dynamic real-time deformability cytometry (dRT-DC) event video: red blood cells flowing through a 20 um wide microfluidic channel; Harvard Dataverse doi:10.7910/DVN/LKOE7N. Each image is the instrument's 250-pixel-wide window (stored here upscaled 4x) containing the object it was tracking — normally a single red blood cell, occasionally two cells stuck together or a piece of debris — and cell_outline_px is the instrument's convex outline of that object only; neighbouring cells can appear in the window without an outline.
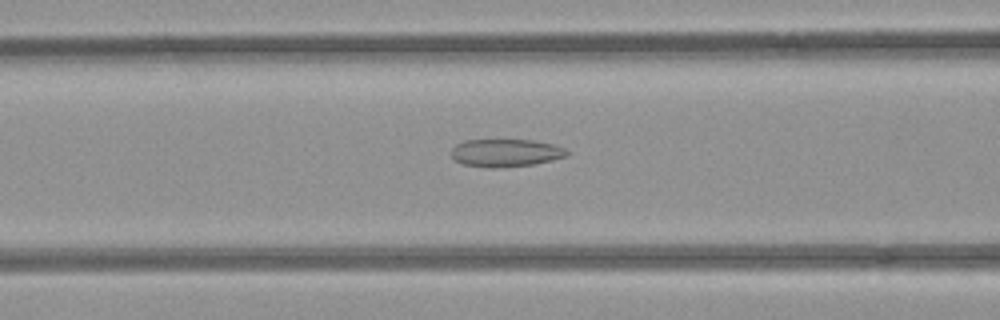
{"species": "common noctule bat (a hibernating species)", "species_latin": "Nyctalus noctula", "temperature_condition": "room temperature", "stored_images_in_passage": 41, "camera_frame_rate_fps": 3000, "um_per_image_px": 0.085, "animal": {"sex": "female", "body_mass_g": 21.9}, "frame": {"image": 1, "passage_image": 10, "time_ms": 3.0, "image_size_px": [1000, 320], "cell_outline_px": [[568, 156], [532, 164], [488, 168], [464, 164], [456, 160], [452, 156], [452, 148], [456, 144], [464, 140], [532, 140], [552, 144], [564, 148], [568, 152]], "centroid_in_image_um": [42.96, 12.98], "position_along_channel_um": 123.6, "area_um2": 18.38}}
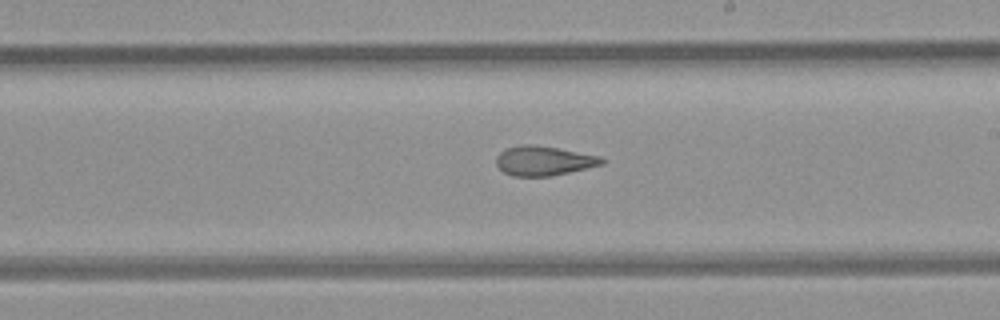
{"frame": {"image": 2, "passage_image": 19, "time_ms": 6.0, "image_size_px": [1000, 320], "cell_outline_px": [[604, 164], [552, 176], [512, 176], [504, 172], [496, 164], [496, 156], [500, 152], [508, 148], [524, 144], [532, 144], [604, 156]], "centroid_in_image_um": [46.24, 13.67], "position_along_channel_um": 242.8, "area_um2": 18.15}}
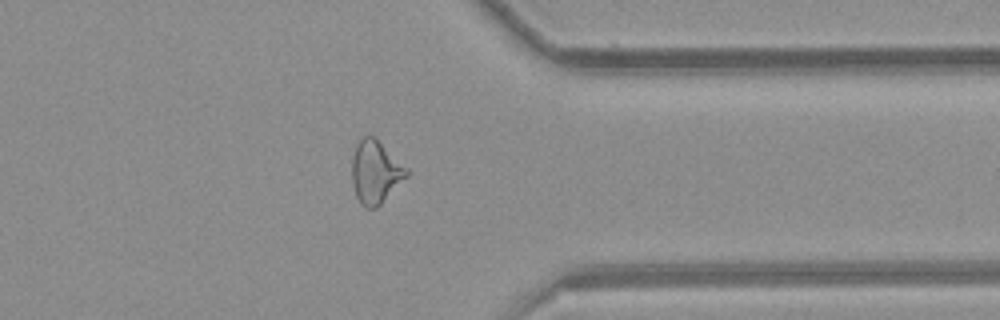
{"frame": {"image": 3, "passage_image": 30, "time_ms": 9.667, "image_size_px": [1000, 320], "cell_outline_px": [[408, 176], [376, 208], [364, 208], [360, 204], [356, 196], [352, 184], [352, 156], [356, 144], [364, 136], [372, 136], [408, 168]], "centroid_in_image_um": [31.89, 14.65], "position_along_channel_um": 379.5, "area_um2": 19.83}, "authors_computed_cell_mechanics": {"area_um2": 19.4208, "velocity_mm_per_s": 3.9644, "shape_relaxation_time_tau1_ms": null, "shape_relaxation_time_tau2_ms": 2.6609, "deformation_change_tau1": null, "deformation_change_tau2": 0.1098}}